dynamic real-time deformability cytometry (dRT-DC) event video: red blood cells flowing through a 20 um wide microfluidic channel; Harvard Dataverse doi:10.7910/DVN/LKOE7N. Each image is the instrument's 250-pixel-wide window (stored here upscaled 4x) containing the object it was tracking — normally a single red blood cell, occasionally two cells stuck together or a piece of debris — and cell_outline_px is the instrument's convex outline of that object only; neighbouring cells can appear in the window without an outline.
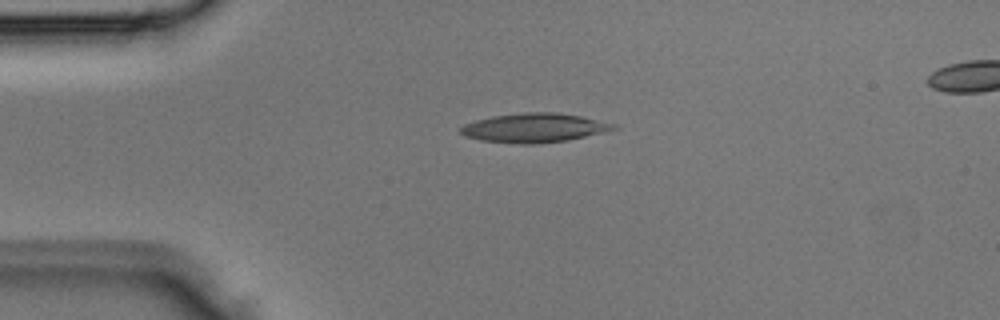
{"species": "Egyptian fruit bat (a non-hibernating species)", "species_latin": "Rousettus aegyptiacus", "temperature_condition": "room temperature", "stored_images_in_passage": 3, "segment_of_instrument_passage": [1, 2], "camera_frame_rate_fps": 3000, "um_per_image_px": 0.085, "animal": {"sex": "male"}, "frame": {"image": 1, "passage_image": 2, "time_ms": 0.333, "image_size_px": [1000, 320], "cell_outline_px": [[620, 128], [568, 140], [532, 144], [520, 144], [480, 140], [464, 136], [460, 132], [460, 128], [464, 124], [476, 120], [492, 116], [524, 112], [556, 112], [580, 116], [616, 124]], "centroid_in_image_um": [45.4, 10.86], "position_along_channel_um": 39.6, "area_um2": 25.89}}